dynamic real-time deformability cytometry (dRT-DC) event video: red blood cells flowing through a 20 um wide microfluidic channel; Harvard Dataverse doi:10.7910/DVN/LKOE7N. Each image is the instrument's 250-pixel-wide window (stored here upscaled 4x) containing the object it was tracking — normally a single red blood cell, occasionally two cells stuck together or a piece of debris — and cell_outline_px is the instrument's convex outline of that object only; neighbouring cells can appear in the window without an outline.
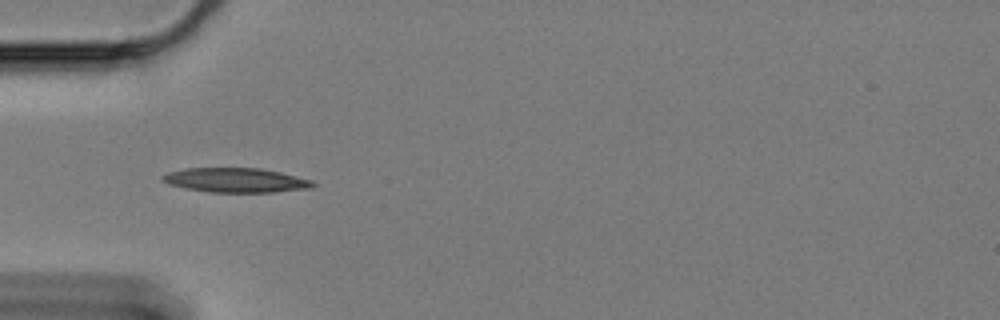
{"species": "Egyptian fruit bat (a non-hibernating species)", "species_latin": "Rousettus aegyptiacus", "temperature_condition": "cold", "stored_images_in_passage": 13, "camera_frame_rate_fps": 3000, "um_per_image_px": 0.085, "animal": {"sex": "female"}, "frame": {"image": 1, "passage_image": 3, "time_ms": 0.667, "image_size_px": [1000, 320], "cell_outline_px": [[316, 184], [312, 188], [272, 192], [208, 192], [168, 184], [160, 180], [160, 176], [168, 172], [184, 168], [260, 168], [280, 172], [312, 180]], "centroid_in_image_um": [20.02, 15.31], "position_along_channel_um": 65.0, "area_um2": 21.44}}
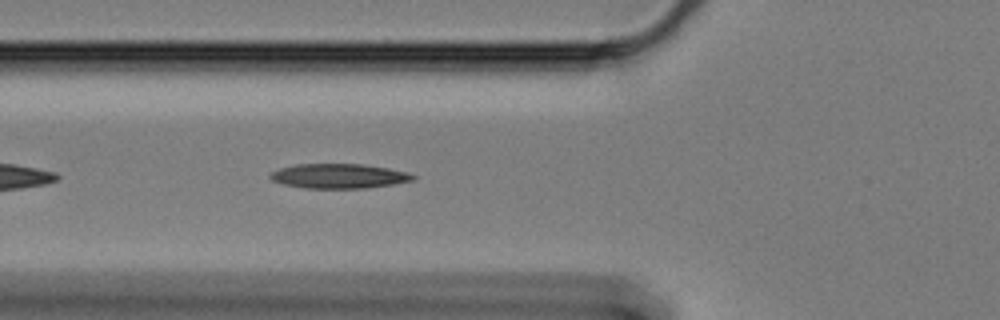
{"frame": {"image": 2, "passage_image": 6, "time_ms": 1.667, "image_size_px": [1000, 320], "cell_outline_px": [[416, 180], [392, 184], [364, 188], [304, 188], [284, 184], [272, 180], [268, 176], [272, 172], [280, 168], [296, 164], [364, 164], [388, 168], [408, 172], [416, 176]], "centroid_in_image_um": [28.82, 14.96], "position_along_channel_um": 97.0, "area_um2": 20.46}}